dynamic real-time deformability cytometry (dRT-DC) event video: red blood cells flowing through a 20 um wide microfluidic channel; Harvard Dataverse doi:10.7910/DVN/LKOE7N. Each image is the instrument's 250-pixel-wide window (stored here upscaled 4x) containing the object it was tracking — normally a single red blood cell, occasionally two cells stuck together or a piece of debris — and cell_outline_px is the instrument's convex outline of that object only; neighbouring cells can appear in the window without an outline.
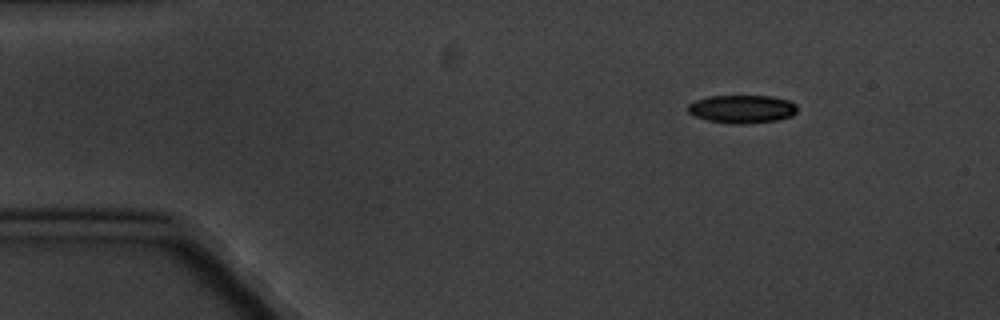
{"species": "common noctule bat (a hibernating species)", "species_latin": "Nyctalus noctula", "temperature_condition": "cold", "stored_images_in_passage": 5, "camera_frame_rate_fps": 3000, "um_per_image_px": 0.085, "animal": {"sex": "male", "body_mass_g": 20.1, "forearm_length_mm": 53.5}, "frame": {"image": 1, "passage_image": 1, "time_ms": 0.0, "image_size_px": [1000, 320], "cell_outline_px": [[796, 112], [792, 116], [776, 120], [744, 124], [732, 124], [708, 120], [692, 116], [688, 112], [688, 104], [696, 100], [708, 96], [772, 96], [788, 100], [796, 104]], "centroid_in_image_um": [63.05, 9.27], "position_along_channel_um": 21.9, "area_um2": 17.98}}
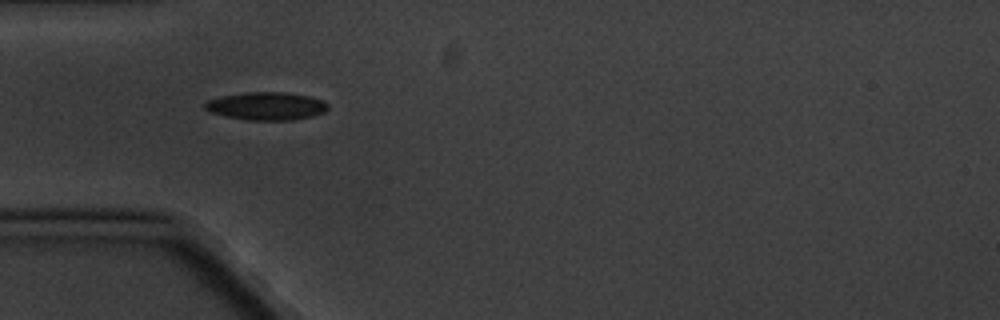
{"frame": {"image": 2, "passage_image": 4, "time_ms": 3.333, "image_size_px": [1000, 320], "cell_outline_px": [[328, 108], [324, 112], [312, 116], [292, 120], [248, 120], [228, 116], [212, 112], [204, 108], [204, 104], [208, 100], [224, 96], [244, 92], [284, 92], [308, 96], [324, 100], [328, 104]], "centroid_in_image_um": [22.69, 9.01], "position_along_channel_um": 62.3, "area_um2": 19.83}}